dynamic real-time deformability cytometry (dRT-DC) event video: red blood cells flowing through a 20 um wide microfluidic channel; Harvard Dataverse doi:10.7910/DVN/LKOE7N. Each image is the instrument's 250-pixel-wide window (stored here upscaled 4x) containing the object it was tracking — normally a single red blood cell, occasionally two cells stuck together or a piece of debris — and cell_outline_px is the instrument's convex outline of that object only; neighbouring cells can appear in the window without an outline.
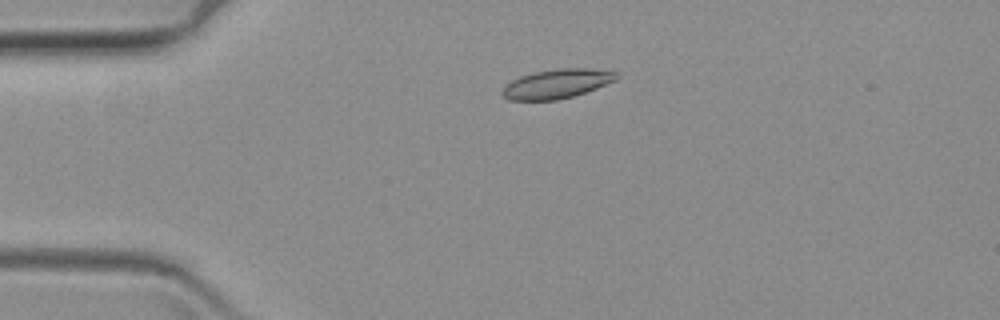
{"species": "common noctule bat (a hibernating species)", "species_latin": "Nyctalus noctula", "temperature_condition": "warm", "stored_images_in_passage": 28, "camera_frame_rate_fps": 3000, "um_per_image_px": 0.085, "animal": {"sex": "female", "body_mass_g": 19.3, "forearm_length_mm": 54.1}, "frame": {"image": 1, "passage_image": 7, "time_ms": 2.0, "image_size_px": [1000, 320], "cell_outline_px": [[620, 76], [616, 80], [596, 88], [572, 96], [556, 100], [508, 100], [500, 96], [500, 92], [504, 84], [520, 76], [536, 72], [556, 68], [592, 68], [616, 72]], "centroid_in_image_um": [47.28, 7.12], "position_along_channel_um": 37.7, "area_um2": 19.59}}
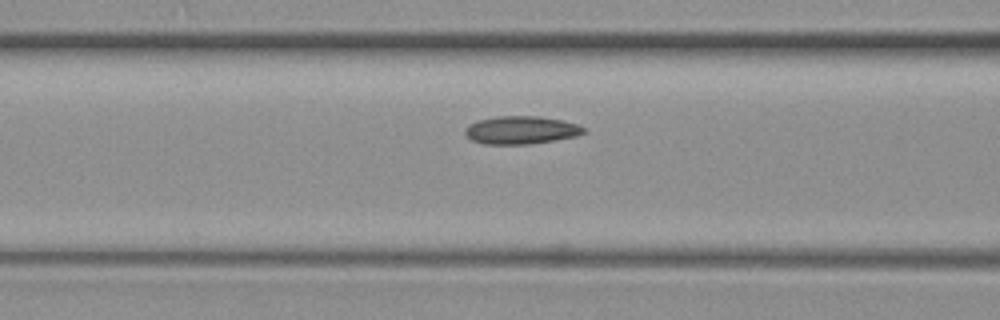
{"frame": {"image": 2, "passage_image": 18, "time_ms": 5.667, "image_size_px": [1000, 320], "cell_outline_px": [[588, 132], [576, 136], [528, 144], [484, 144], [472, 140], [464, 132], [464, 128], [468, 124], [476, 120], [496, 116], [540, 116], [564, 120], [576, 124], [584, 128]], "centroid_in_image_um": [44.27, 11.04], "position_along_channel_um": 122.3, "area_um2": 19.42}}
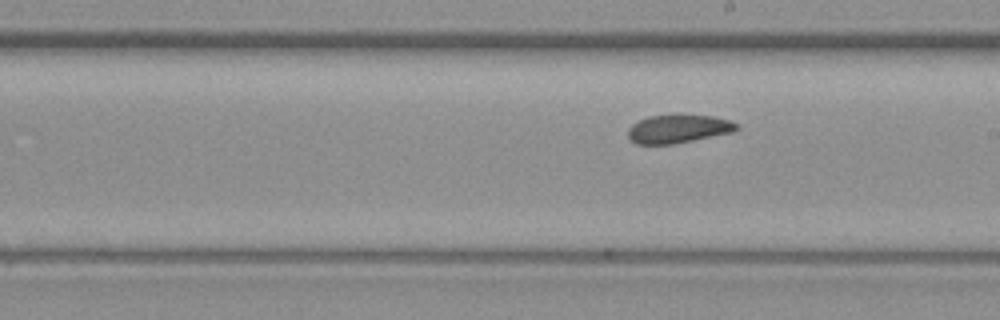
{"frame": {"image": 3, "passage_image": 28, "time_ms": 9.0, "image_size_px": [1000, 320], "cell_outline_px": [[740, 128], [732, 132], [672, 144], [636, 144], [628, 136], [628, 128], [632, 124], [648, 116], [712, 116], [732, 120]], "centroid_in_image_um": [57.65, 10.96], "position_along_channel_um": 231.4, "area_um2": 17.51}}